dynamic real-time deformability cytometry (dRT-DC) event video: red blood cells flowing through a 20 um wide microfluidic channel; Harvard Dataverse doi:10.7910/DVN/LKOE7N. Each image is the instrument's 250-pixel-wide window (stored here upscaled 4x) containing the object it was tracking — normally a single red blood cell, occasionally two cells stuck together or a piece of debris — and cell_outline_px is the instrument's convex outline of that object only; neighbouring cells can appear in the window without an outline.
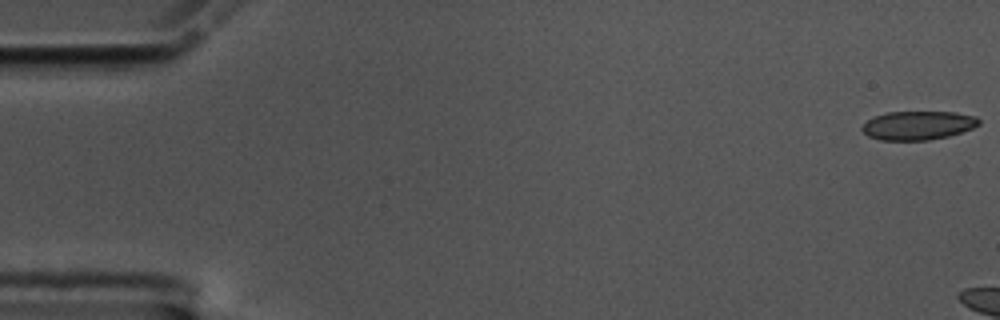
{"species": "common noctule bat (a hibernating species)", "species_latin": "Nyctalus noctula", "temperature_condition": "cold", "stored_images_in_passage": 6, "camera_frame_rate_fps": 3000, "um_per_image_px": 0.085, "animal": {"sex": "male", "body_mass_g": 17.5, "forearm_length_mm": 52.3}, "frame": {"image": 1, "passage_image": 1, "time_ms": 0.0, "image_size_px": [1000, 320], "cell_outline_px": [[980, 124], [972, 128], [948, 136], [928, 140], [880, 140], [868, 136], [860, 128], [868, 120], [876, 116], [888, 112], [956, 112], [976, 116], [980, 120]], "centroid_in_image_um": [78.04, 10.66], "position_along_channel_um": 7.0, "area_um2": 19.48}}